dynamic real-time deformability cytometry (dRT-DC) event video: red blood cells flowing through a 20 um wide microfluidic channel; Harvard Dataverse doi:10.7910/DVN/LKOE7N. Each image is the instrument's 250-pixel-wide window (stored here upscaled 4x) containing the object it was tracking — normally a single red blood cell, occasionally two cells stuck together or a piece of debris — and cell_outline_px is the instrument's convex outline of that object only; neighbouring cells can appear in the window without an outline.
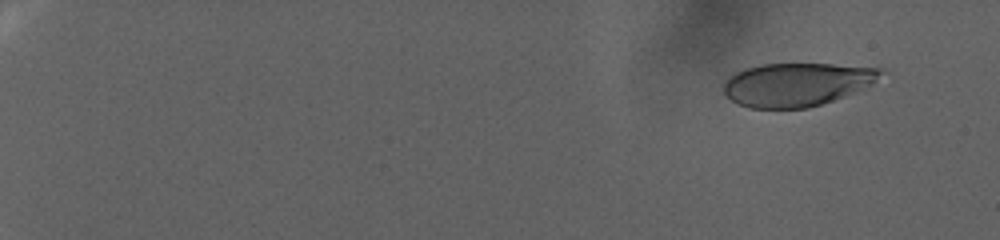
{"species": "human", "species_latin": "Homo sapiens", "temperature_condition": "warm", "stored_images_in_passage": 102, "camera_frame_rate_fps": 3000, "um_per_image_px": 0.085, "donor": {"sex": "female"}, "frame": {"image": 1, "passage_image": 10, "time_ms": 3.0, "image_size_px": [1000, 240], "cell_outline_px": [[880, 72], [868, 84], [832, 100], [808, 108], [748, 108], [736, 104], [724, 92], [724, 84], [728, 76], [744, 68], [760, 64], [832, 64], [880, 68]], "centroid_in_image_um": [67.57, 7.17], "position_along_channel_um": 17.4, "area_um2": 38.78}}
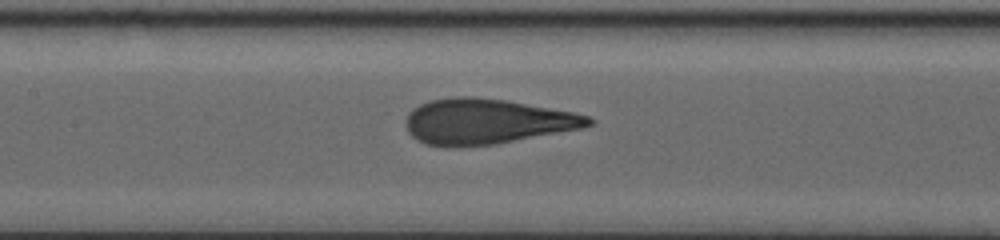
{"frame": {"image": 2, "passage_image": 58, "time_ms": 19.0, "image_size_px": [1000, 240], "cell_outline_px": [[596, 120], [592, 124], [584, 128], [496, 144], [444, 148], [424, 144], [416, 140], [408, 132], [404, 120], [408, 112], [412, 108], [420, 104], [432, 100], [452, 96], [476, 96], [508, 100], [572, 112], [588, 116]], "centroid_in_image_um": [41.32, 10.33], "position_along_channel_um": 166.1, "area_um2": 48.96}}
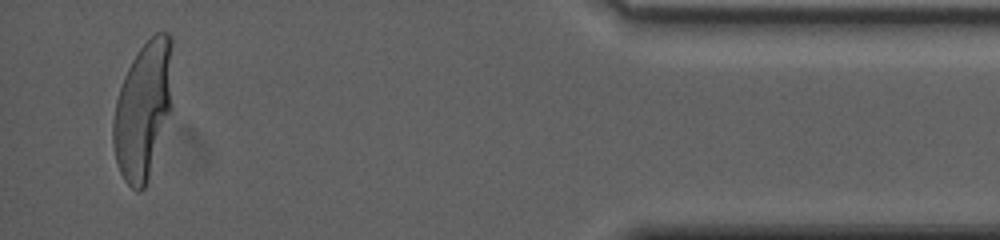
{"frame": {"image": 3, "passage_image": 99, "time_ms": 32.667, "image_size_px": [1000, 240], "cell_outline_px": [[172, 104], [148, 180], [144, 188], [140, 192], [136, 192], [124, 180], [120, 172], [116, 160], [112, 144], [112, 120], [116, 100], [124, 76], [132, 60], [140, 48], [156, 32], [168, 32], [172, 36]], "centroid_in_image_um": [12.16, 9.34], "position_along_channel_um": 423.0, "area_um2": 47.69}, "authors_computed_cell_mechanics": {"area_um2": 46.7313, "velocity_mm_per_s": 2.2353, "shape_relaxation_time_tau1_ms": 9.0609, "shape_relaxation_time_tau2_ms": null, "deformation_change_tau1": 0.2825, "deformation_change_tau2": null}}